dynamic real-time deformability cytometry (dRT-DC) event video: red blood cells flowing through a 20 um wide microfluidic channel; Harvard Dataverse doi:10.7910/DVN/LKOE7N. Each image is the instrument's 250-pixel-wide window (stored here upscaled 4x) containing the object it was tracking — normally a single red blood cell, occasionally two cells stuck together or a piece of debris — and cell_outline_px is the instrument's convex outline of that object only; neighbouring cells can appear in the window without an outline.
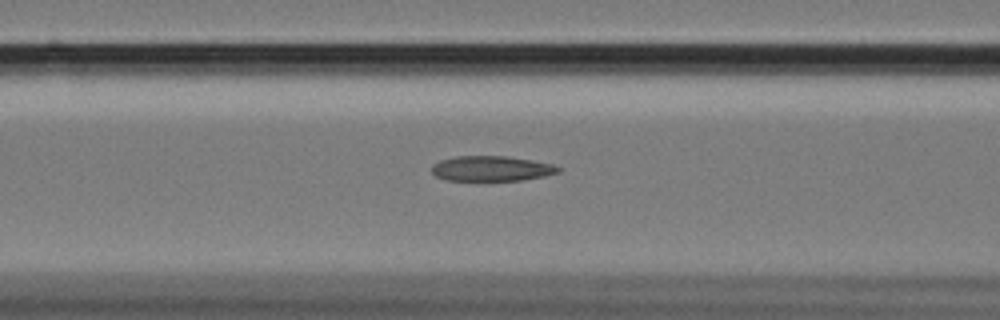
{"species": "Egyptian fruit bat (a non-hibernating species)", "species_latin": "Rousettus aegyptiacus", "temperature_condition": "cold", "stored_images_in_passage": 42, "camera_frame_rate_fps": 3000, "um_per_image_px": 0.085, "animal": {"sex": "female"}, "frame": {"image": 1, "passage_image": 18, "time_ms": 5.667, "image_size_px": [1000, 320], "cell_outline_px": [[560, 172], [544, 176], [524, 180], [484, 184], [448, 180], [436, 176], [432, 172], [432, 164], [440, 160], [456, 156], [508, 156], [532, 160], [552, 164], [560, 168]], "centroid_in_image_um": [41.75, 14.38], "position_along_channel_um": 124.9, "area_um2": 19.59}}
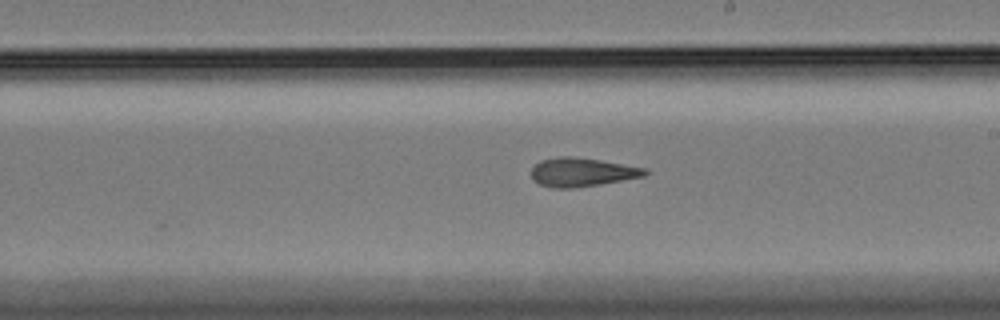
{"frame": {"image": 2, "passage_image": 28, "time_ms": 9.0, "image_size_px": [1000, 320], "cell_outline_px": [[648, 172], [644, 176], [600, 184], [576, 188], [552, 188], [540, 184], [532, 180], [532, 168], [540, 160], [560, 156], [572, 156], [600, 160], [648, 168]], "centroid_in_image_um": [49.46, 14.63], "position_along_channel_um": 239.5, "area_um2": 19.07}}
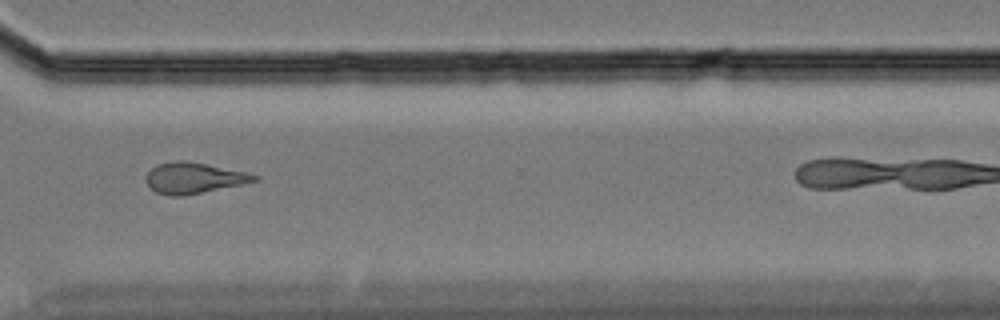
{"frame": {"image": 3, "passage_image": 38, "time_ms": 12.333, "image_size_px": [1000, 320], "cell_outline_px": [[260, 180], [244, 184], [184, 196], [168, 196], [156, 192], [148, 184], [148, 172], [156, 164], [180, 160], [204, 164], [248, 172], [260, 176]], "centroid_in_image_um": [16.53, 15.14], "position_along_channel_um": 354.1, "area_um2": 19.36}}